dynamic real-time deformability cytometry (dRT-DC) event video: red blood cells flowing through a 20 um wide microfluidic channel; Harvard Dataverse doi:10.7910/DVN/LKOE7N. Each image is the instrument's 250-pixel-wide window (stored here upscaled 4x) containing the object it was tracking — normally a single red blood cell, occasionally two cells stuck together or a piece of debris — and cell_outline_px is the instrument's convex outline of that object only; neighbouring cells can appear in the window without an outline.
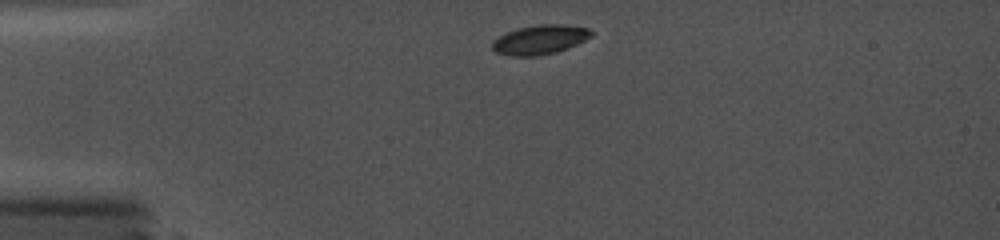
{"species": "common noctule bat (a hibernating species)", "species_latin": "Nyctalus noctula", "temperature_condition": "cold", "stored_images_in_passage": 31, "camera_frame_rate_fps": 5000, "um_per_image_px": 0.085, "animal": {"sex": "female", "body_mass_g": 19.0, "forearm_length_mm": 56.7}, "frame": {"image": 1, "passage_image": 1, "time_ms": 0.0, "image_size_px": [1000, 240], "cell_outline_px": [[596, 32], [592, 36], [576, 44], [556, 52], [536, 56], [508, 56], [496, 52], [492, 48], [492, 40], [516, 28], [540, 24], [560, 24], [588, 28]], "centroid_in_image_um": [45.89, 3.37], "position_along_channel_um": 39.1, "area_um2": 16.94}}
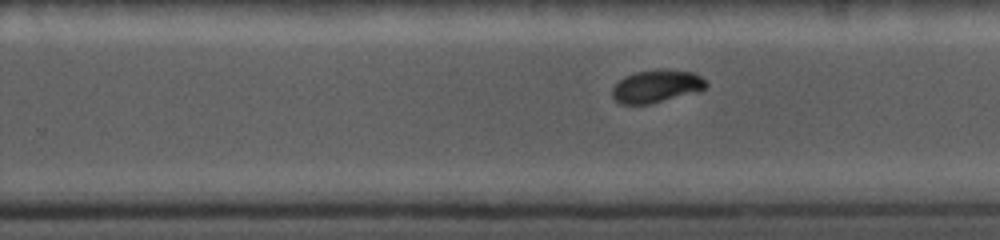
{"frame": {"image": 2, "passage_image": 18, "time_ms": 7.2, "image_size_px": [1000, 240], "cell_outline_px": [[708, 84], [704, 88], [696, 92], [652, 104], [620, 104], [612, 96], [612, 88], [624, 76], [636, 72], [696, 72]], "centroid_in_image_um": [55.77, 7.39], "position_along_channel_um": 274.0, "area_um2": 17.17}}
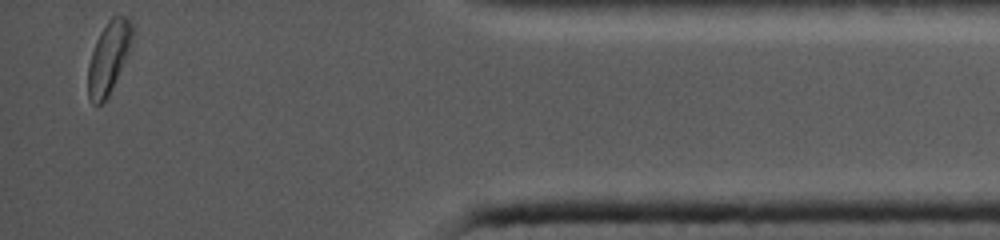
{"frame": {"image": 3, "passage_image": 31, "time_ms": 12.0, "image_size_px": [1000, 240], "cell_outline_px": [[132, 40], [128, 52], [112, 88], [108, 96], [100, 104], [92, 104], [88, 96], [88, 64], [96, 40], [100, 32], [108, 20], [112, 16], [128, 16], [132, 20]], "centroid_in_image_um": [9.23, 4.85], "position_along_channel_um": 426.0, "area_um2": 18.32}}